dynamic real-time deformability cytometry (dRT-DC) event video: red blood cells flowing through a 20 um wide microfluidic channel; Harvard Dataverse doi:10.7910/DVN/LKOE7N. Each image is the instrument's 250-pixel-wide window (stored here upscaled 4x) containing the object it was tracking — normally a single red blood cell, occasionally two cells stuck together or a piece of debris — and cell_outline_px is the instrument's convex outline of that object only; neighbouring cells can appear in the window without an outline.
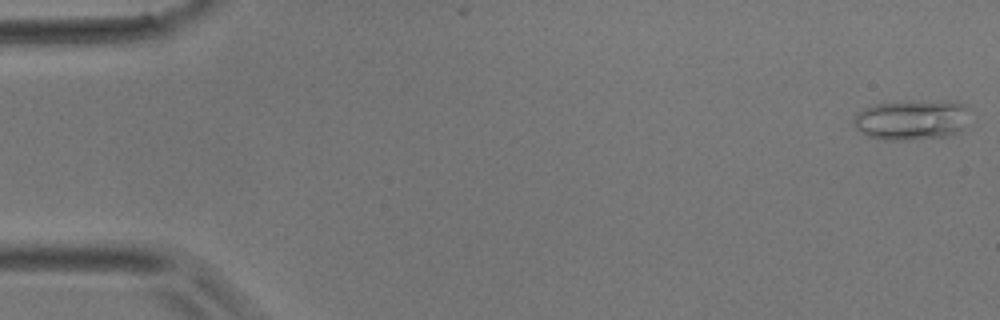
{"species": "common noctule bat (a hibernating species)", "species_latin": "Nyctalus noctula", "temperature_condition": "room temperature", "stored_images_in_passage": 5, "camera_frame_rate_fps": 3000, "um_per_image_px": 0.085, "animal": {"sex": "male", "body_mass_g": 17.9}, "frame": {"image": 1, "passage_image": 1, "time_ms": 0.0, "image_size_px": [1000, 320], "cell_outline_px": [[964, 108], [960, 132], [948, 136], [908, 140], [888, 140], [868, 136], [860, 132], [852, 124], [852, 120], [856, 112], [864, 108], [876, 104], [948, 100], [956, 100], [964, 104]], "centroid_in_image_um": [77.39, 10.2], "position_along_channel_um": 7.6, "area_um2": 26.65}}